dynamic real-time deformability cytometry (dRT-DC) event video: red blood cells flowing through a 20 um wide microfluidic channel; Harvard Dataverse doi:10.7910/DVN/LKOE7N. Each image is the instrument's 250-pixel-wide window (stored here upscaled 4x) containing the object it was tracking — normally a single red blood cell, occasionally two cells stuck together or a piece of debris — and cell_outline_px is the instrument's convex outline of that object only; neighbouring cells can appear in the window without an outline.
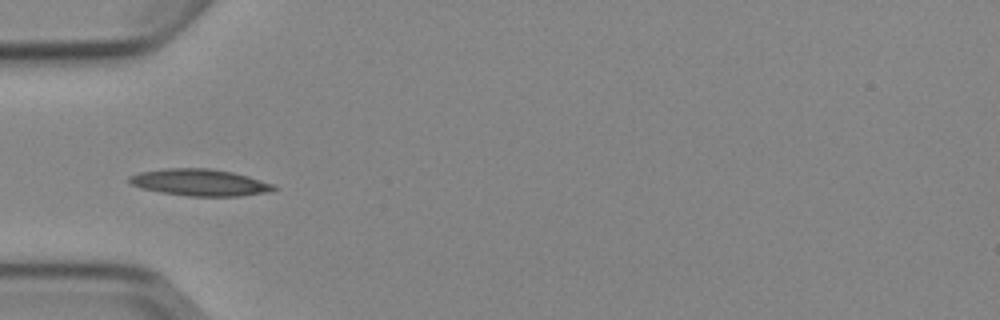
{"species": "Egyptian fruit bat (a non-hibernating species)", "species_latin": "Rousettus aegyptiacus", "temperature_condition": "cold", "stored_images_in_passage": 4, "camera_frame_rate_fps": 3000, "um_per_image_px": 0.085, "animal": {"sex": "female"}, "frame": {"image": 1, "passage_image": 2, "time_ms": 2.0, "image_size_px": [1000, 320], "cell_outline_px": [[280, 188], [268, 192], [240, 196], [188, 196], [160, 192], [140, 188], [132, 184], [128, 180], [128, 176], [140, 172], [168, 168], [208, 168], [232, 172], [248, 176], [276, 184]], "centroid_in_image_um": [17.02, 15.51], "position_along_channel_um": 68.0, "area_um2": 22.66}}
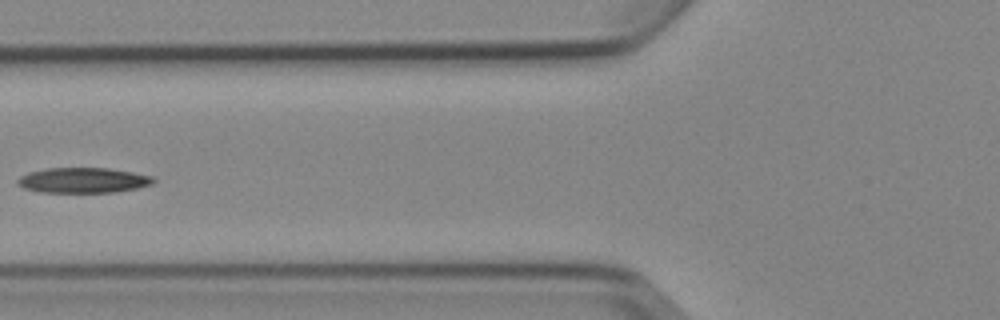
{"frame": {"image": 2, "passage_image": 3, "time_ms": 3.333, "image_size_px": [1000, 320], "cell_outline_px": [[156, 180], [152, 184], [136, 188], [116, 192], [40, 192], [24, 188], [16, 184], [16, 180], [20, 176], [28, 172], [48, 168], [108, 168], [132, 172], [152, 176]], "centroid_in_image_um": [7.04, 15.32], "position_along_channel_um": 118.8, "area_um2": 20.0}}
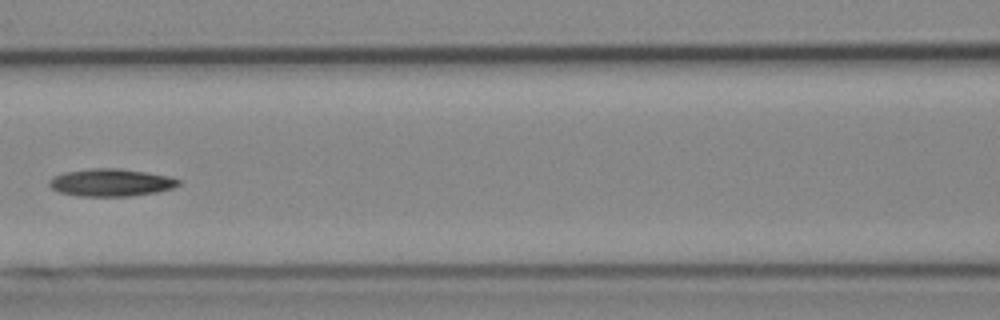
{"frame": {"image": 3, "passage_image": 4, "time_ms": 4.333, "image_size_px": [1000, 320], "cell_outline_px": [[180, 184], [172, 188], [156, 192], [132, 196], [76, 196], [60, 192], [52, 188], [48, 184], [48, 180], [64, 172], [88, 168], [116, 168], [144, 172], [168, 176], [180, 180]], "centroid_in_image_um": [9.4, 15.52], "position_along_channel_um": 157.2, "area_um2": 20.63}}